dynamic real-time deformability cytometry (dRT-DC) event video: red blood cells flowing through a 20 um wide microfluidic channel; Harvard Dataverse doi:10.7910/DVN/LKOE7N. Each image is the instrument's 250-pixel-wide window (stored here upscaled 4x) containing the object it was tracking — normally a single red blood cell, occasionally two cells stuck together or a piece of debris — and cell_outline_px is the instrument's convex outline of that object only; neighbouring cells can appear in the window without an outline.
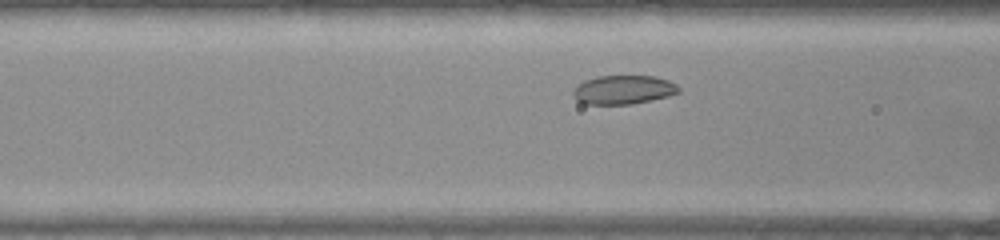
{"species": "common noctule bat (a hibernating species)", "species_latin": "Nyctalus noctula", "temperature_condition": "warm", "stored_images_in_passage": 34, "camera_frame_rate_fps": 3000, "um_per_image_px": 0.085, "animal": {"sex": "female", "body_mass_g": 22.0, "forearm_length_mm": 56.7}, "frame": {"image": 1, "passage_image": 9, "time_ms": 2.667, "image_size_px": [1000, 240], "cell_outline_px": [[680, 92], [668, 96], [632, 104], [584, 104], [576, 100], [572, 96], [572, 92], [584, 80], [596, 76], [652, 76], [668, 80], [676, 84], [680, 88]], "centroid_in_image_um": [52.98, 7.63], "position_along_channel_um": 113.6, "area_um2": 17.74}}
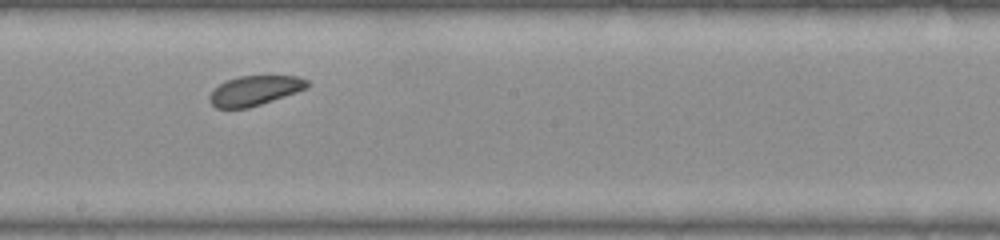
{"frame": {"image": 2, "passage_image": 18, "time_ms": 5.667, "image_size_px": [1000, 240], "cell_outline_px": [[308, 88], [248, 108], [216, 108], [208, 100], [208, 96], [220, 84], [228, 80], [240, 76], [300, 76], [308, 80]], "centroid_in_image_um": [21.66, 7.7], "position_along_channel_um": 226.5, "area_um2": 16.7}}
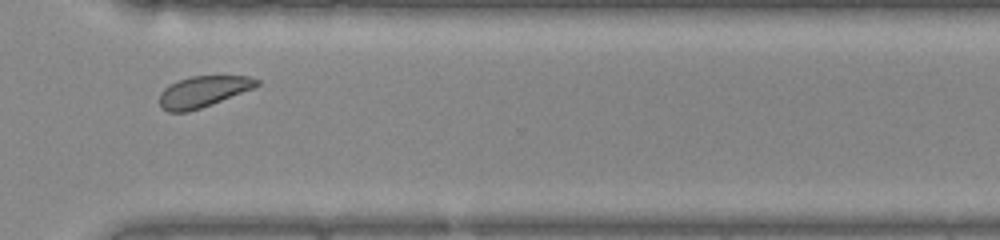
{"frame": {"image": 3, "passage_image": 28, "time_ms": 9.0, "image_size_px": [1000, 240], "cell_outline_px": [[260, 84], [252, 88], [212, 104], [188, 112], [168, 112], [160, 104], [160, 92], [168, 84], [192, 76], [252, 76], [260, 80]], "centroid_in_image_um": [17.26, 7.78], "position_along_channel_um": 353.3, "area_um2": 17.46}, "authors_computed_cell_mechanics": {"area_um2": 17.6001, "velocity_mm_per_s": 3.7764, "shape_relaxation_time_tau1_ms": 2.1587, "shape_relaxation_time_tau2_ms": 5.986, "deformation_change_tau1": 0.03, "deformation_change_tau2": 0.1199}}